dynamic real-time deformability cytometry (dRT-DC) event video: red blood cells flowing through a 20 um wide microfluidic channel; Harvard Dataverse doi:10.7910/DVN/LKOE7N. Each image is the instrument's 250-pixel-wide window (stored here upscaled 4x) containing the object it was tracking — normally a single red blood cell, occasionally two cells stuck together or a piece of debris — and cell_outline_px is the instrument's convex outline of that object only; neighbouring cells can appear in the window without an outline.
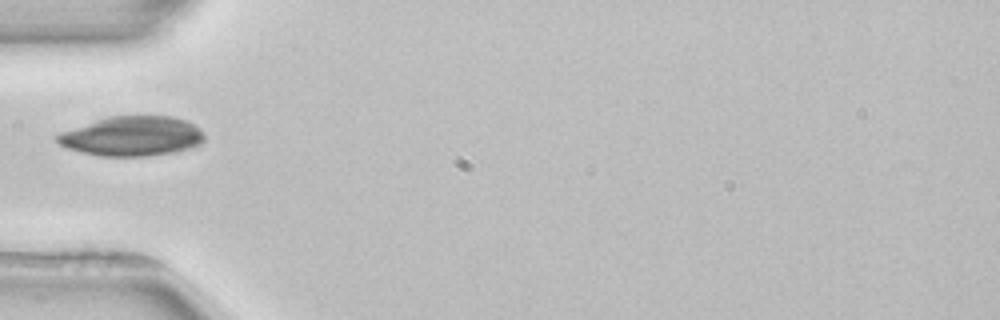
{"species": "common noctule bat (a hibernating species)", "species_latin": "Nyctalus noctula", "temperature_condition": "room temperature", "stored_images_in_passage": 36, "camera_frame_rate_fps": 3000, "um_per_image_px": 0.085, "animal": {"sex": "female", "body_mass_g": 22.7, "forearm_length_mm": 54.2}, "frame": {"image": 1, "passage_image": 1, "time_ms": 0.0, "image_size_px": [1000, 320], "cell_outline_px": [[204, 140], [200, 144], [192, 148], [172, 152], [144, 156], [100, 156], [68, 148], [60, 144], [56, 140], [56, 136], [60, 132], [108, 116], [172, 116], [188, 120], [200, 128], [204, 136]], "centroid_in_image_um": [11.26, 11.56], "position_along_channel_um": 73.7, "area_um2": 33.93}}
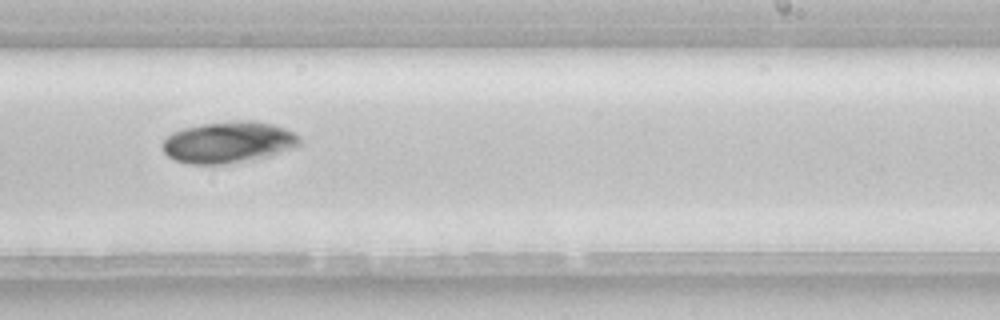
{"frame": {"image": 2, "passage_image": 16, "time_ms": 5.0, "image_size_px": [1000, 320], "cell_outline_px": [[300, 144], [292, 148], [268, 156], [224, 164], [188, 164], [176, 160], [168, 156], [164, 152], [160, 144], [172, 132], [184, 128], [200, 124], [232, 120], [252, 120], [272, 124], [296, 132], [300, 136]], "centroid_in_image_um": [19.4, 12.07], "position_along_channel_um": 269.6, "area_um2": 33.18}}